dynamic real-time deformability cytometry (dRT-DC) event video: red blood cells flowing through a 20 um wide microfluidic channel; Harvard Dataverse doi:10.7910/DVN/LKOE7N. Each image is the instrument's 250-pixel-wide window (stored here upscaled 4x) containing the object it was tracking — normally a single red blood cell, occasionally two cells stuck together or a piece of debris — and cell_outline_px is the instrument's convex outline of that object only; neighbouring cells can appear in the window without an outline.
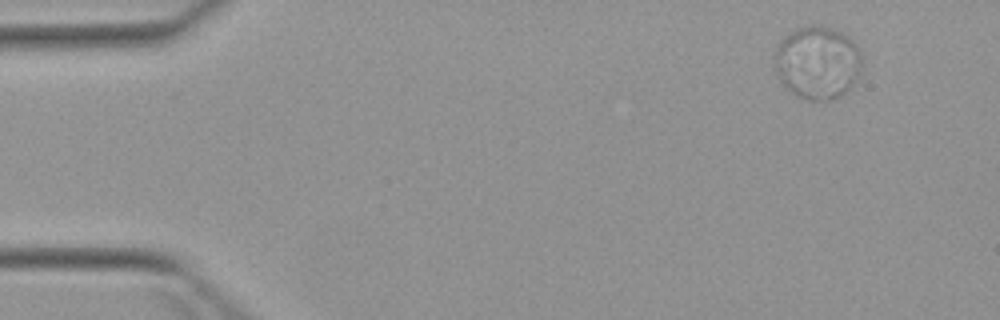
{"species": "Egyptian fruit bat (a non-hibernating species)", "species_latin": "Rousettus aegyptiacus", "temperature_condition": "warm", "stored_images_in_passage": 2, "camera_frame_rate_fps": 3000, "um_per_image_px": 0.085, "animal": {"sex": "female"}, "frame": {"image": 1, "passage_image": 2, "time_ms": 2.0, "image_size_px": [1000, 320], "cell_outline_px": [[860, 72], [856, 80], [840, 96], [828, 100], [808, 100], [792, 92], [776, 76], [772, 64], [772, 56], [780, 40], [796, 28], [808, 24], [820, 24], [844, 32], [856, 44], [860, 52]], "centroid_in_image_um": [69.44, 5.27], "position_along_channel_um": 15.6, "area_um2": 37.57}}